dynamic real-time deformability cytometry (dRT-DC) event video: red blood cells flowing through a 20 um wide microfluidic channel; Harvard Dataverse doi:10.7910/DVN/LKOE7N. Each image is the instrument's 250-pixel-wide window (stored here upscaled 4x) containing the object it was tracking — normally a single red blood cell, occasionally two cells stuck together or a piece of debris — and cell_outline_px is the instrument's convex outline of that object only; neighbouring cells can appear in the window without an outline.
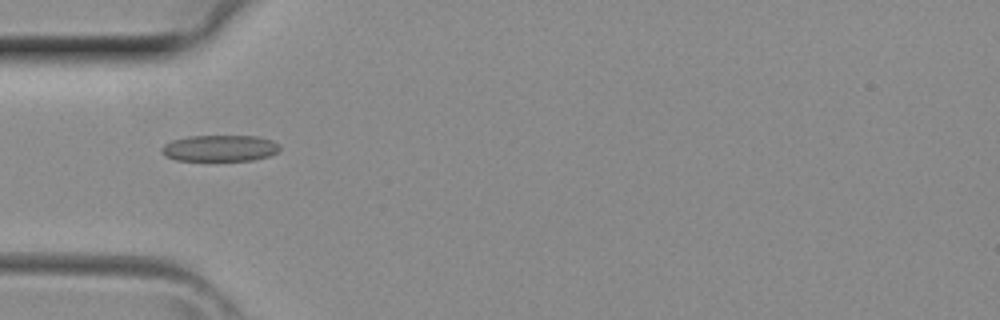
{"species": "common noctule bat (a hibernating species)", "species_latin": "Nyctalus noctula", "temperature_condition": "room temperature", "stored_images_in_passage": 3, "camera_frame_rate_fps": 3000, "um_per_image_px": 0.085, "animal": {"sex": "female", "body_mass_g": 29.2, "forearm_length_mm": 56.3}, "frame": {"image": 1, "passage_image": 3, "time_ms": 0.667, "image_size_px": [1000, 320], "cell_outline_px": [[280, 148], [276, 152], [268, 156], [252, 160], [176, 160], [164, 156], [160, 152], [160, 148], [164, 144], [172, 140], [188, 136], [256, 136], [272, 140], [280, 144]], "centroid_in_image_um": [18.65, 12.59], "position_along_channel_um": 66.4, "area_um2": 18.15}}